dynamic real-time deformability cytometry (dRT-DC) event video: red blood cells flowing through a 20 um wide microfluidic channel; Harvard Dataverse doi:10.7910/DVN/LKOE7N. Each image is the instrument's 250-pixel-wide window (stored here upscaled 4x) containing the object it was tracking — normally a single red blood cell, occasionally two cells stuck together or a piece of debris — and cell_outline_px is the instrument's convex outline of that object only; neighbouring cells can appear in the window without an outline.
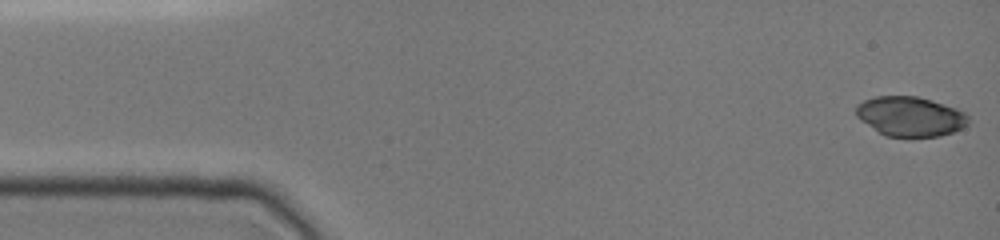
{"species": "common noctule bat (a hibernating species)", "species_latin": "Nyctalus noctula", "temperature_condition": "cold", "stored_images_in_passage": 11, "camera_frame_rate_fps": 3000, "um_per_image_px": 0.085, "animal": {"sex": "female", "body_mass_g": 19.0, "forearm_length_mm": 51.5}, "frame": {"image": 1, "passage_image": 1, "time_ms": 0.0, "image_size_px": [1000, 240], "cell_outline_px": [[968, 124], [952, 132], [940, 136], [884, 136], [860, 120], [856, 116], [856, 104], [864, 100], [876, 96], [916, 96], [932, 100], [956, 108], [964, 112], [968, 116]], "centroid_in_image_um": [77.34, 9.88], "position_along_channel_um": 7.7, "area_um2": 25.89}}
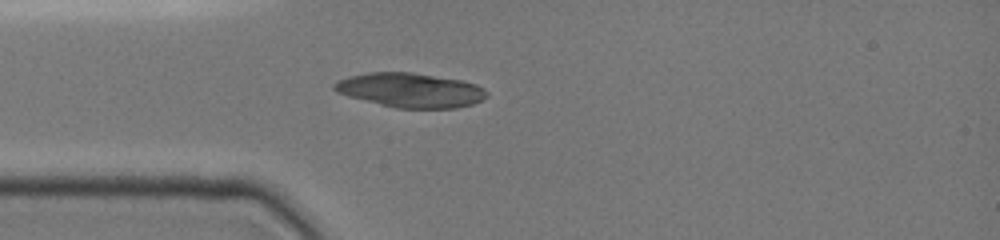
{"frame": {"image": 2, "passage_image": 10, "time_ms": 4.0, "image_size_px": [1000, 240], "cell_outline_px": [[488, 96], [472, 104], [456, 108], [396, 108], [348, 96], [336, 92], [332, 88], [332, 84], [336, 80], [348, 76], [368, 72], [412, 72], [460, 80], [476, 84], [484, 88], [488, 92]], "centroid_in_image_um": [34.85, 7.66], "position_along_channel_um": 50.1, "area_um2": 30.63}}